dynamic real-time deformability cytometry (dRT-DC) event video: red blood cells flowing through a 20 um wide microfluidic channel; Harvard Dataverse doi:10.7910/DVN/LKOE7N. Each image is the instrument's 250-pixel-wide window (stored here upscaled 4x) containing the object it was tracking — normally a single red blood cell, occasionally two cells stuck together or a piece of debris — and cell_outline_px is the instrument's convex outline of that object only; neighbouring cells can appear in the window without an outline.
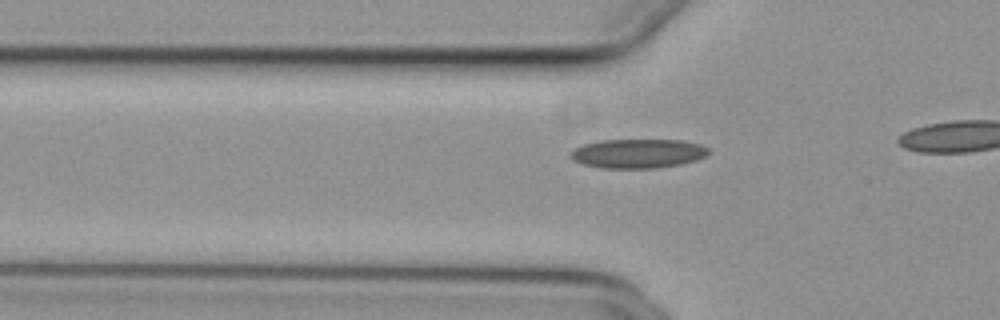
{"species": "common noctule bat (a hibernating species)", "species_latin": "Nyctalus noctula", "temperature_condition": "cold", "stored_images_in_passage": 9, "camera_frame_rate_fps": 3000, "um_per_image_px": 0.085, "animal": {"sex": "female", "body_mass_g": 29.2, "forearm_length_mm": 56.3}, "frame": {"image": 1, "passage_image": 3, "time_ms": 0.667, "image_size_px": [1000, 320], "cell_outline_px": [[708, 152], [704, 156], [696, 160], [680, 164], [660, 168], [600, 168], [584, 164], [572, 160], [568, 156], [572, 148], [584, 144], [600, 140], [684, 140], [700, 144], [708, 148]], "centroid_in_image_um": [54.17, 13.05], "position_along_channel_um": 71.6, "area_um2": 23.64}}
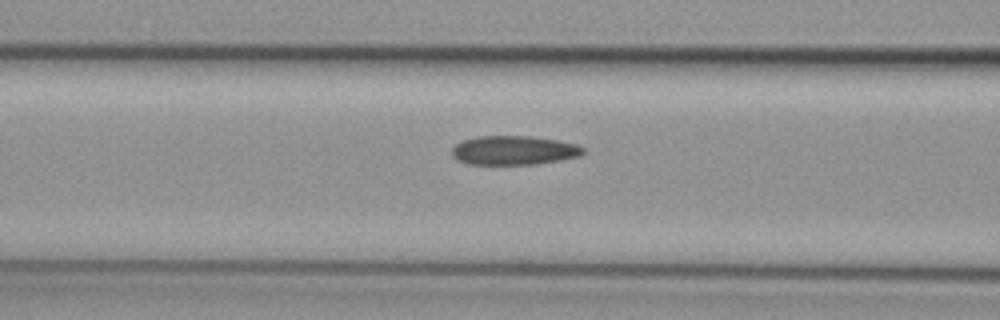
{"frame": {"image": 2, "passage_image": 7, "time_ms": 2.0, "image_size_px": [1000, 320], "cell_outline_px": [[584, 152], [580, 156], [560, 160], [536, 164], [468, 164], [456, 160], [452, 156], [452, 148], [456, 144], [464, 140], [476, 136], [528, 136], [556, 140], [576, 144], [584, 148]], "centroid_in_image_um": [43.66, 12.78], "position_along_channel_um": 122.9, "area_um2": 22.2}}